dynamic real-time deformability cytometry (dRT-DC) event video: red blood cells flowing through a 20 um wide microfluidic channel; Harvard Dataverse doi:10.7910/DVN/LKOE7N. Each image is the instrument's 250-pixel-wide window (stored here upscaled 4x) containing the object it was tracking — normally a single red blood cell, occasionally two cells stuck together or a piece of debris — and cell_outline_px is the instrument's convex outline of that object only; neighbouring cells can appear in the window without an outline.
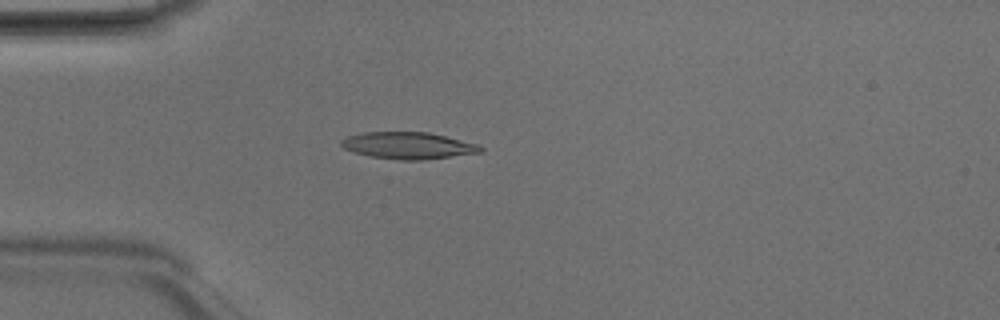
{"species": "Egyptian fruit bat (a non-hibernating species)", "species_latin": "Rousettus aegyptiacus", "temperature_condition": "room temperature", "stored_images_in_passage": 45, "camera_frame_rate_fps": 3000, "um_per_image_px": 0.085, "animal": {"sex": "male"}, "frame": {"image": 1, "passage_image": 10, "time_ms": 3.0, "image_size_px": [1000, 320], "cell_outline_px": [[484, 152], [424, 160], [400, 160], [368, 156], [352, 152], [344, 148], [340, 144], [340, 140], [348, 136], [364, 132], [428, 132], [480, 144], [484, 148]], "centroid_in_image_um": [34.72, 12.38], "position_along_channel_um": 50.3, "area_um2": 22.02}}
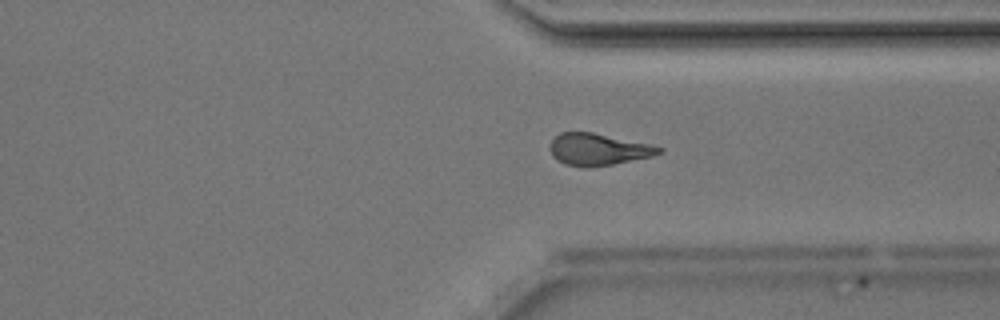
{"frame": {"image": 2, "passage_image": 33, "time_ms": 10.667, "image_size_px": [1000, 320], "cell_outline_px": [[664, 152], [652, 156], [612, 164], [588, 168], [584, 168], [564, 164], [556, 160], [552, 156], [548, 148], [552, 140], [560, 132], [592, 132], [648, 144], [664, 148]], "centroid_in_image_um": [50.8, 12.71], "position_along_channel_um": 360.6, "area_um2": 20.29}}
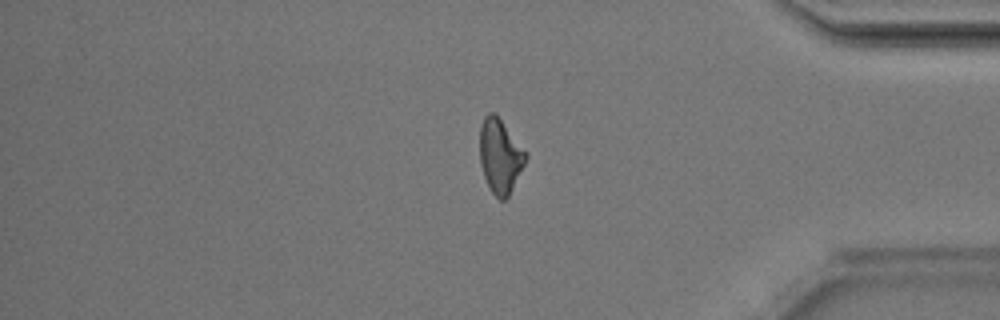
{"frame": {"image": 3, "passage_image": 37, "time_ms": 12.0, "image_size_px": [1000, 320], "cell_outline_px": [[528, 156], [508, 196], [504, 200], [500, 200], [492, 192], [484, 176], [480, 164], [480, 124], [484, 116], [488, 112], [496, 112], [528, 152]], "centroid_in_image_um": [42.51, 13.19], "position_along_channel_um": 392.7, "area_um2": 20.06}, "authors_computed_cell_mechanics": {"area_um2": 20.4612, "velocity_mm_per_s": 4.2041, "shape_relaxation_time_tau1_ms": 4.7955, "shape_relaxation_time_tau2_ms": 3.2273, "deformation_change_tau1": 0.1807, "deformation_change_tau2": 0.1288}}